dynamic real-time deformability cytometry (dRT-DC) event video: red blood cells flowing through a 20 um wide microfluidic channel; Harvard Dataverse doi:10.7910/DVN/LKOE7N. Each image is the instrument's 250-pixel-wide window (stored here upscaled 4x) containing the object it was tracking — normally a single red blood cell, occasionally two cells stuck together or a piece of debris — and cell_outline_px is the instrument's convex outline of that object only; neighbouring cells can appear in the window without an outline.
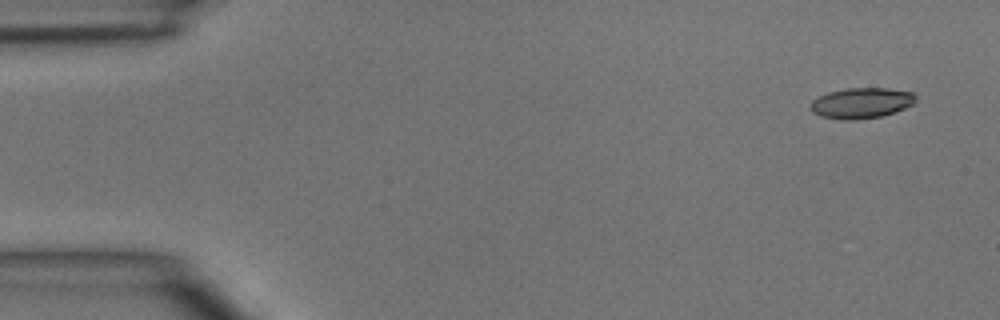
{"species": "common noctule bat (a hibernating species)", "species_latin": "Nyctalus noctula", "temperature_condition": "room temperature", "stored_images_in_passage": 5, "segment_of_instrument_passage": [1, 2], "camera_frame_rate_fps": 3000, "um_per_image_px": 0.085, "animal": {"sex": "male", "body_mass_g": 15.6}, "frame": {"image": 1, "passage_image": 1, "time_ms": 0.0, "image_size_px": [1000, 320], "cell_outline_px": [[916, 100], [912, 104], [904, 108], [880, 116], [856, 120], [844, 120], [820, 116], [812, 112], [808, 108], [812, 100], [828, 92], [844, 88], [888, 88], [912, 92], [916, 96]], "centroid_in_image_um": [73.17, 8.75], "position_along_channel_um": 11.8, "area_um2": 18.79}}
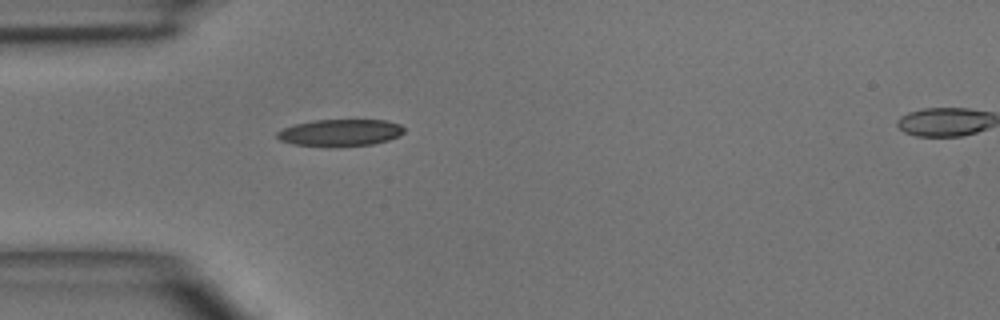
{"frame": {"image": 2, "passage_image": 4, "time_ms": 3.667, "image_size_px": [1000, 320], "cell_outline_px": [[404, 132], [400, 136], [388, 140], [372, 144], [332, 148], [328, 148], [292, 144], [280, 140], [276, 136], [276, 132], [284, 128], [296, 124], [312, 120], [388, 120], [400, 124], [404, 128]], "centroid_in_image_um": [28.91, 11.3], "position_along_channel_um": 56.1, "area_um2": 20.35}}